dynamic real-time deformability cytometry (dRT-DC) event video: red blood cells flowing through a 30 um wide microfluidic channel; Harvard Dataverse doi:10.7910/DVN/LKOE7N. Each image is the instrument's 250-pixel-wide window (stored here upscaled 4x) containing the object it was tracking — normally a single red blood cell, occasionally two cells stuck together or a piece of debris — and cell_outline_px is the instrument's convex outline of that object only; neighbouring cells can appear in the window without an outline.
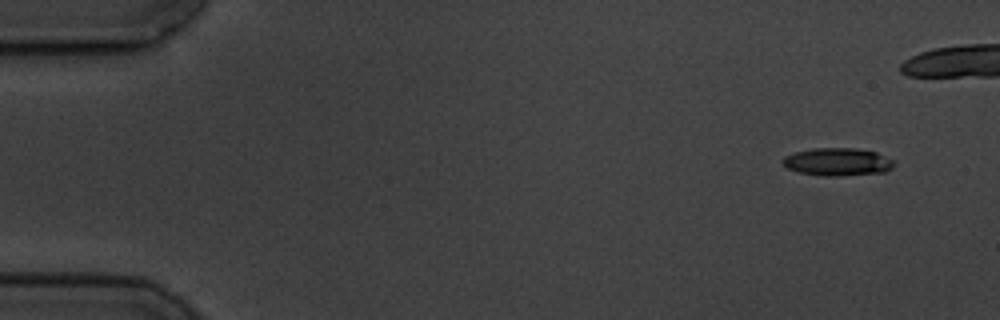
{"species": "common noctule bat (a hibernating species)", "species_latin": "Nyctalus noctula", "temperature_condition": "cold", "stored_images_in_passage": 5, "camera_frame_rate_fps": 3000, "um_per_image_px": 0.085, "animal": {"sex": "male", "body_mass_g": 19.5, "forearm_length_mm": 54.6}, "frame": {"image": 1, "passage_image": 1, "time_ms": 0.0, "image_size_px": [1000, 320], "cell_outline_px": [[896, 164], [892, 168], [884, 172], [836, 176], [824, 176], [800, 172], [788, 168], [780, 160], [784, 156], [796, 152], [812, 148], [856, 148], [876, 152], [892, 160]], "centroid_in_image_um": [71.19, 13.75], "position_along_channel_um": 13.8, "area_um2": 17.92}}